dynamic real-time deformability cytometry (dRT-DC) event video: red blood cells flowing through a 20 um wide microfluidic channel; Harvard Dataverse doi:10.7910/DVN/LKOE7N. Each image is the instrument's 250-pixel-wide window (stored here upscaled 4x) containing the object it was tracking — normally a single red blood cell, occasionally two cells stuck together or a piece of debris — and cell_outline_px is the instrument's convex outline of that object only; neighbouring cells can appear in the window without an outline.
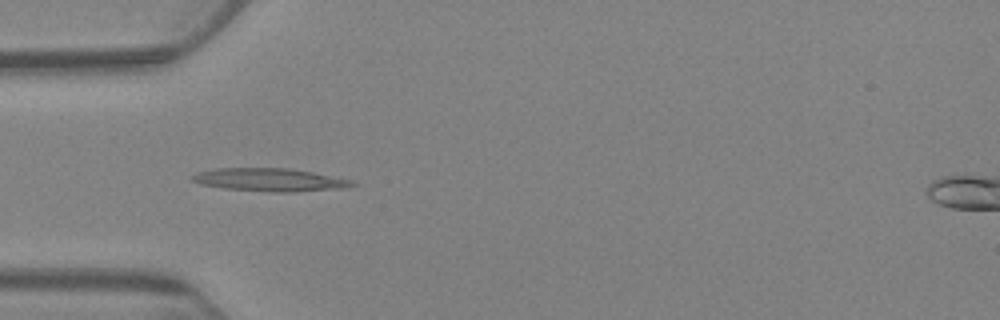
{"species": "Egyptian fruit bat (a non-hibernating species)", "species_latin": "Rousettus aegyptiacus", "temperature_condition": "warm", "stored_images_in_passage": 7, "camera_frame_rate_fps": 3000, "um_per_image_px": 0.085, "animal": {"sex": "female"}, "frame": {"image": 1, "passage_image": 5, "time_ms": 5.333, "image_size_px": [1000, 320], "cell_outline_px": [[360, 184], [348, 188], [296, 192], [272, 192], [224, 188], [200, 184], [192, 180], [192, 176], [196, 172], [216, 168], [288, 168], [312, 172], [352, 180]], "centroid_in_image_um": [22.99, 15.29], "position_along_channel_um": 62.0, "area_um2": 21.62}}
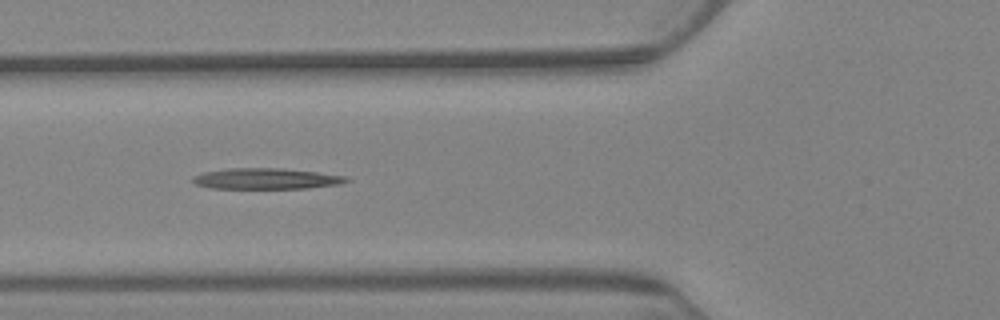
{"frame": {"image": 2, "passage_image": 6, "time_ms": 6.667, "image_size_px": [1000, 320], "cell_outline_px": [[352, 180], [340, 184], [308, 188], [208, 188], [196, 184], [192, 180], [192, 176], [204, 172], [232, 168], [284, 168], [348, 176]], "centroid_in_image_um": [22.66, 15.18], "position_along_channel_um": 103.1, "area_um2": 18.73}}
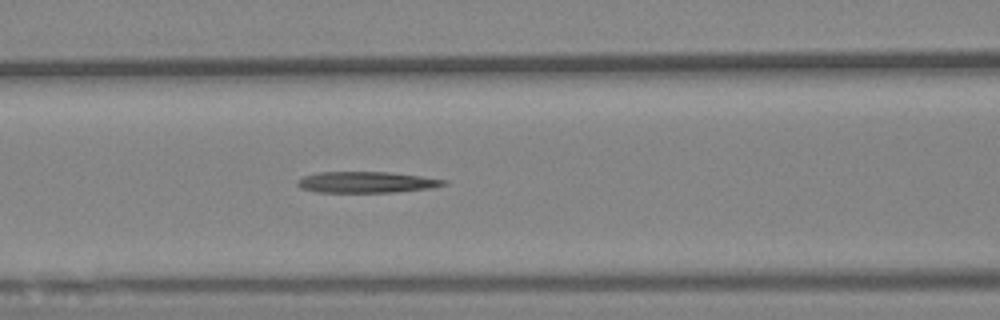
{"frame": {"image": 3, "passage_image": 7, "time_ms": 7.667, "image_size_px": [1000, 320], "cell_outline_px": [[448, 184], [432, 188], [396, 192], [316, 192], [300, 188], [296, 184], [304, 176], [320, 172], [388, 172], [420, 176], [448, 180]], "centroid_in_image_um": [31.19, 15.49], "position_along_channel_um": 135.4, "area_um2": 17.98}}